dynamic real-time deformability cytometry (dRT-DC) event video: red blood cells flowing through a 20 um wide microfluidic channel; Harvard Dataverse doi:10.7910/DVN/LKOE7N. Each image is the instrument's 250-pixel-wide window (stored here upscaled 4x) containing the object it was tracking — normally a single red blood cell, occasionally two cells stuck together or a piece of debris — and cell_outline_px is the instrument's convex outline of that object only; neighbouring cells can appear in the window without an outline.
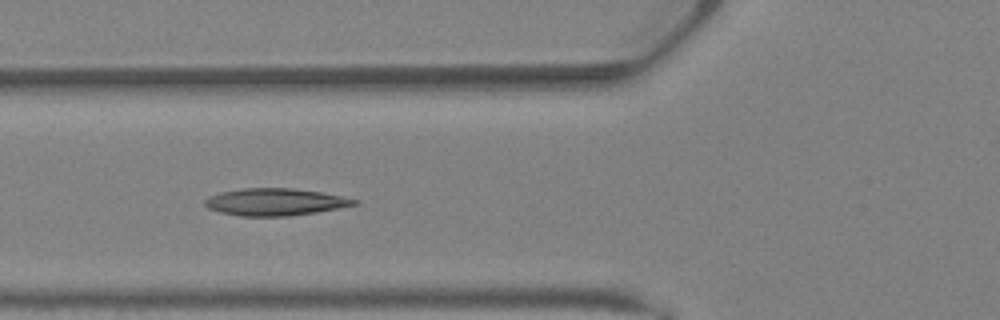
{"species": "Egyptian fruit bat (a non-hibernating species)", "species_latin": "Rousettus aegyptiacus", "temperature_condition": "warm", "stored_images_in_passage": 11, "camera_frame_rate_fps": 3000, "um_per_image_px": 0.085, "animal": {"sex": "female"}, "frame": {"image": 1, "passage_image": 7, "time_ms": 2.0, "image_size_px": [1000, 320], "cell_outline_px": [[360, 204], [316, 212], [288, 216], [240, 216], [220, 212], [208, 208], [204, 204], [204, 200], [208, 196], [220, 192], [244, 188], [292, 188], [320, 192], [344, 196], [360, 200]], "centroid_in_image_um": [23.4, 17.16], "position_along_channel_um": 102.4, "area_um2": 23.76}}